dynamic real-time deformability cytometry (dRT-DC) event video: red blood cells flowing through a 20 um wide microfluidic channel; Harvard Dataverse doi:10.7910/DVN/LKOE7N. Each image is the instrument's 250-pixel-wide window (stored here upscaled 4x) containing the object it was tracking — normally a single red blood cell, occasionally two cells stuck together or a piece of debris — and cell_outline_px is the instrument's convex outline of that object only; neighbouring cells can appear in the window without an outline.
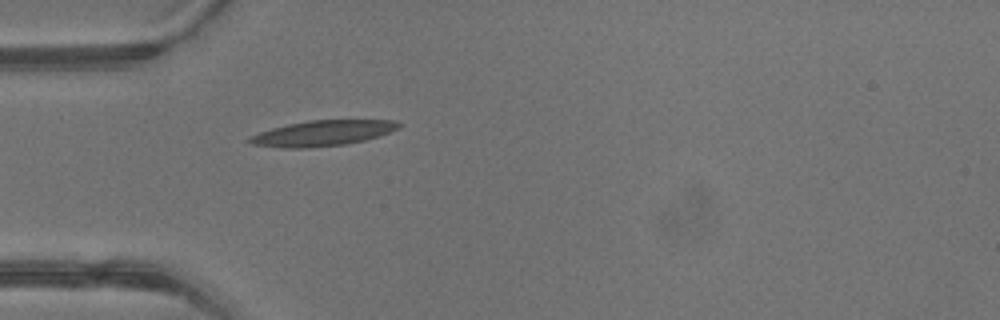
{"species": "common noctule bat (a hibernating species)", "species_latin": "Nyctalus noctula", "temperature_condition": "warm", "stored_images_in_passage": 3, "camera_frame_rate_fps": 3000, "um_per_image_px": 0.085, "animal": {"sex": "male", "body_mass_g": 13.3}, "frame": {"image": 1, "passage_image": 3, "time_ms": 0.667, "image_size_px": [1000, 320], "cell_outline_px": [[404, 124], [400, 128], [392, 132], [380, 136], [364, 140], [344, 144], [308, 148], [280, 148], [252, 144], [244, 140], [260, 132], [272, 128], [288, 124], [308, 120], [396, 120]], "centroid_in_image_um": [27.46, 11.32], "position_along_channel_um": 57.5, "area_um2": 22.37}}